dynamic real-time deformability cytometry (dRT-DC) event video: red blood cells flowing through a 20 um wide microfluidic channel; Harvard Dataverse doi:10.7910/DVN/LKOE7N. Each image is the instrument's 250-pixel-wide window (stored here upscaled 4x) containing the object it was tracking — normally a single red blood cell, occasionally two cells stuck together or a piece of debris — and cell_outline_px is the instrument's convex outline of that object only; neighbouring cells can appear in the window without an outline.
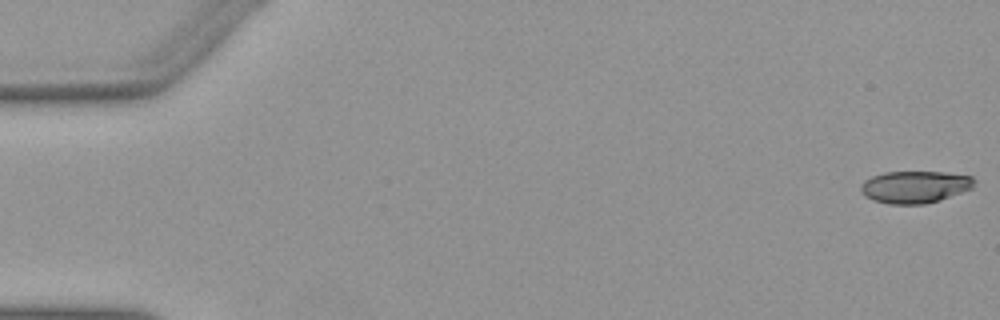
{"species": "Egyptian fruit bat (a non-hibernating species)", "species_latin": "Rousettus aegyptiacus", "temperature_condition": "warm", "stored_images_in_passage": 52, "camera_frame_rate_fps": 3000, "um_per_image_px": 0.085, "animal": {"sex": "female"}, "frame": {"image": 1, "passage_image": 1, "time_ms": 0.0, "image_size_px": [1000, 320], "cell_outline_px": [[976, 180], [972, 188], [940, 200], [924, 204], [888, 204], [872, 200], [864, 196], [860, 192], [860, 184], [864, 180], [872, 176], [884, 172], [944, 172], [972, 176]], "centroid_in_image_um": [77.73, 15.89], "position_along_channel_um": 7.3, "area_um2": 21.44}}
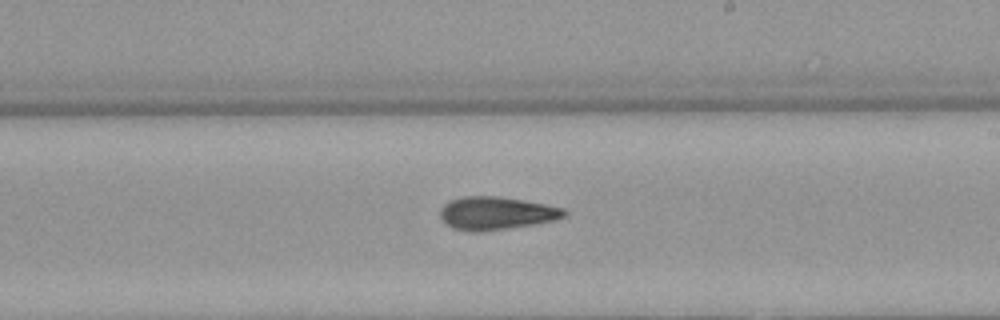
{"frame": {"image": 2, "passage_image": 31, "time_ms": 10.0, "image_size_px": [1000, 320], "cell_outline_px": [[568, 216], [556, 220], [508, 228], [476, 232], [472, 232], [452, 228], [444, 224], [440, 220], [440, 208], [448, 200], [464, 196], [500, 196], [544, 204], [564, 208], [568, 212]], "centroid_in_image_um": [42.15, 18.12], "position_along_channel_um": 246.9, "area_um2": 24.1}}
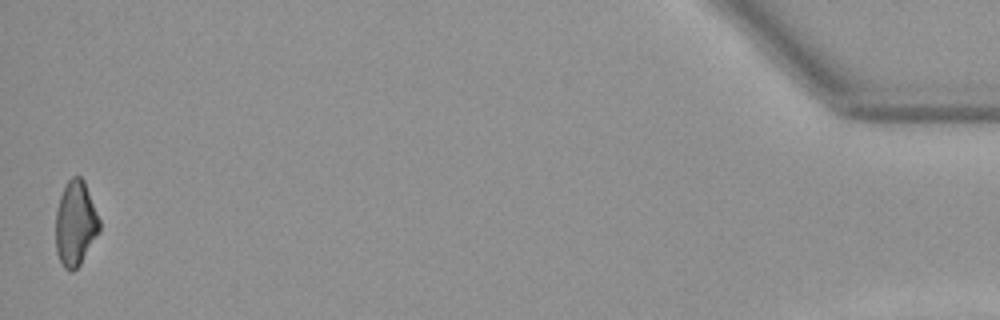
{"frame": {"image": 3, "passage_image": 52, "time_ms": 17.0, "image_size_px": [1000, 320], "cell_outline_px": [[100, 232], [80, 264], [72, 272], [64, 268], [56, 252], [56, 212], [60, 196], [68, 180], [72, 176], [80, 176], [84, 180], [100, 220]], "centroid_in_image_um": [6.42, 19.0], "position_along_channel_um": 428.8, "area_um2": 21.62}, "authors_computed_cell_mechanics": {"area_um2": 22.8599, "velocity_mm_per_s": 3.9433, "shape_relaxation_time_tau1_ms": 10.2954, "shape_relaxation_time_tau2_ms": 4.7671, "deformation_change_tau1": 0.2334, "deformation_change_tau2": 0.1554}}